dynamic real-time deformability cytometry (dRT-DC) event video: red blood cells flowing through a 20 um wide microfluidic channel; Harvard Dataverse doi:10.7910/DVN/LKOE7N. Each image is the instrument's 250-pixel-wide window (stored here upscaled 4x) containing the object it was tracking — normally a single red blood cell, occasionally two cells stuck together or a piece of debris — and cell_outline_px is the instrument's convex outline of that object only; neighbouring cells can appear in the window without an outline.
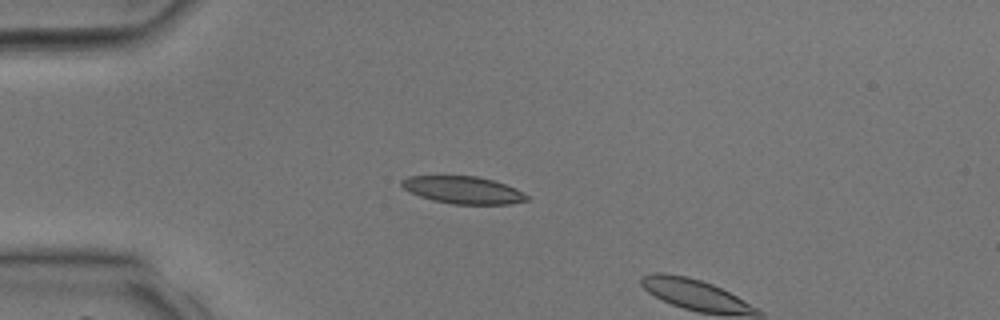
{"species": "common noctule bat (a hibernating species)", "species_latin": "Nyctalus noctula", "temperature_condition": "room temperature", "stored_images_in_passage": 2, "camera_frame_rate_fps": 3000, "um_per_image_px": 0.085, "animal": {"sex": "male", "body_mass_g": 17.9, "forearm_length_mm": 54.2}, "frame": {"image": 1, "passage_image": 1, "time_ms": 0.0, "image_size_px": [1000, 320], "cell_outline_px": [[528, 200], [512, 204], [452, 204], [432, 200], [420, 196], [404, 188], [400, 184], [400, 180], [408, 176], [476, 176], [492, 180], [516, 188], [524, 192], [528, 196]], "centroid_in_image_um": [39.38, 16.15], "position_along_channel_um": 45.6, "area_um2": 19.88}}